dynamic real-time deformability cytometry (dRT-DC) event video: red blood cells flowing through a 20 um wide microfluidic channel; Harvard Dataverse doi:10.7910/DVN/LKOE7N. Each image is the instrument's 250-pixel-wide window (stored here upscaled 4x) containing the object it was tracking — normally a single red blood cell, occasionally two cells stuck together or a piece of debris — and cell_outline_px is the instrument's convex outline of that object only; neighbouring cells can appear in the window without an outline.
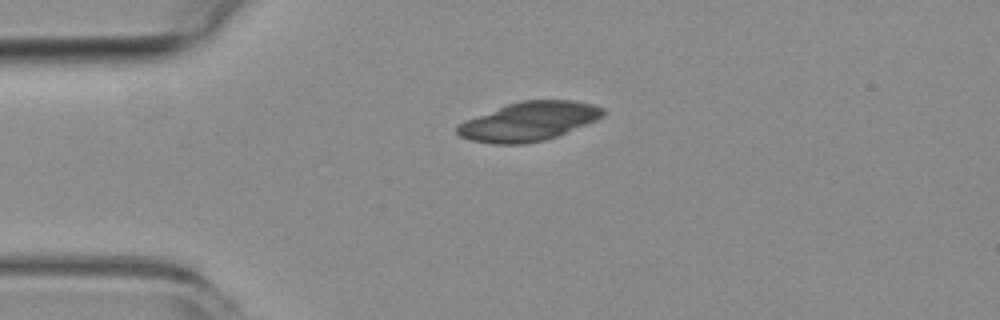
{"species": "common noctule bat (a hibernating species)", "species_latin": "Nyctalus noctula", "temperature_condition": "room temperature", "stored_images_in_passage": 3, "camera_frame_rate_fps": 3000, "um_per_image_px": 0.085, "animal": {"sex": "female", "body_mass_g": 19.3, "forearm_length_mm": 54.1}, "frame": {"image": 1, "passage_image": 3, "time_ms": 3.0, "image_size_px": [1000, 320], "cell_outline_px": [[604, 116], [596, 120], [556, 136], [544, 140], [524, 144], [492, 144], [472, 140], [460, 136], [456, 132], [456, 128], [460, 124], [468, 120], [508, 104], [520, 100], [572, 100], [592, 104], [604, 108]], "centroid_in_image_um": [44.98, 10.32], "position_along_channel_um": 40.0, "area_um2": 32.54}}